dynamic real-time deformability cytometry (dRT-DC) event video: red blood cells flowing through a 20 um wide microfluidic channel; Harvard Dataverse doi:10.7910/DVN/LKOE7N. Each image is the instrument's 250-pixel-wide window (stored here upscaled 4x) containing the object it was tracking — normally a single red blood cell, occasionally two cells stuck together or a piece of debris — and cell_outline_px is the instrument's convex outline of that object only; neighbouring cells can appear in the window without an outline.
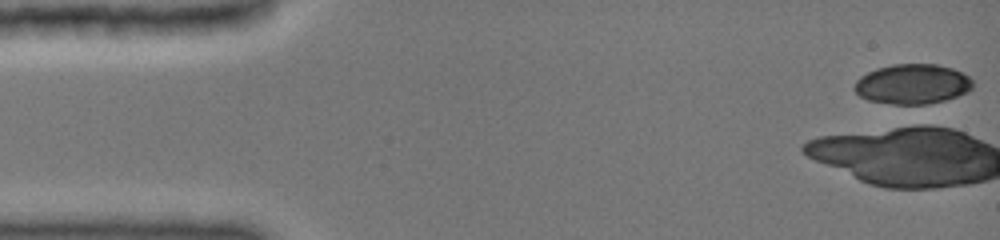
{"species": "common noctule bat (a hibernating species)", "species_latin": "Nyctalus noctula", "temperature_condition": "cold", "stored_images_in_passage": 2, "camera_frame_rate_fps": 3000, "um_per_image_px": 0.085, "animal": {"sex": "female", "body_mass_g": 19.0, "forearm_length_mm": 51.5}, "frame": {"image": 1, "passage_image": 1, "time_ms": 0.0, "image_size_px": [1000, 240], "cell_outline_px": [[972, 88], [968, 92], [920, 108], [916, 108], [868, 100], [860, 96], [852, 88], [856, 80], [860, 76], [876, 68], [892, 64], [936, 64], [952, 68], [968, 76], [972, 80]], "centroid_in_image_um": [77.54, 7.19], "position_along_channel_um": 7.5, "area_um2": 28.26}}